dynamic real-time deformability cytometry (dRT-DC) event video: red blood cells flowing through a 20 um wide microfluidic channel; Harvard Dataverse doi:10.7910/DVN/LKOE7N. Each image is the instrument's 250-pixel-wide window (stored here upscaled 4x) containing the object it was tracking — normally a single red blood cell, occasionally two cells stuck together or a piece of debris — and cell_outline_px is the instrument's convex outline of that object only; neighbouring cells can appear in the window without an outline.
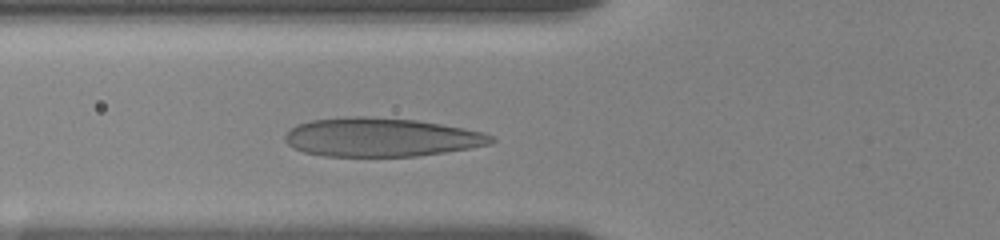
{"species": "human", "species_latin": "Homo sapiens", "temperature_condition": "room temperature", "stored_images_in_passage": 32, "camera_frame_rate_fps": 3000, "um_per_image_px": 0.085, "donor": {"sex": "female"}, "frame": {"image": 1, "passage_image": 9, "time_ms": 3.667, "image_size_px": [1000, 240], "cell_outline_px": [[496, 140], [492, 144], [444, 152], [416, 156], [324, 156], [304, 152], [292, 148], [284, 140], [284, 136], [296, 124], [312, 120], [344, 116], [364, 116], [416, 120], [464, 128], [484, 132], [492, 136]], "centroid_in_image_um": [32.37, 11.66], "position_along_channel_um": 93.4, "area_um2": 46.59}}
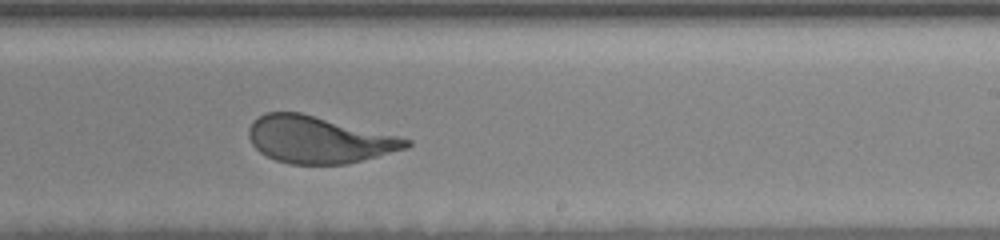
{"frame": {"image": 2, "passage_image": 21, "time_ms": 8.333, "image_size_px": [1000, 240], "cell_outline_px": [[412, 144], [408, 148], [348, 164], [288, 164], [276, 160], [260, 152], [252, 144], [248, 136], [248, 128], [252, 120], [264, 112], [300, 112], [412, 140]], "centroid_in_image_um": [27.05, 11.87], "position_along_channel_um": 261.9, "area_um2": 42.89}}
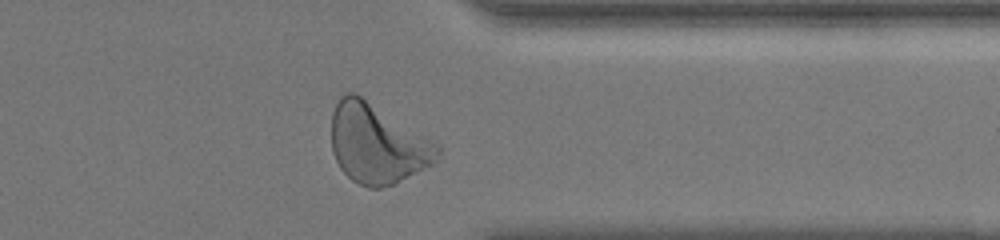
{"frame": {"image": 3, "passage_image": 30, "time_ms": 11.667, "image_size_px": [1000, 240], "cell_outline_px": [[440, 152], [436, 160], [432, 164], [392, 184], [380, 188], [368, 188], [352, 180], [340, 168], [332, 152], [332, 112], [340, 96], [348, 92], [356, 92], [436, 144], [440, 148]], "centroid_in_image_um": [32.01, 12.21], "position_along_channel_um": 379.4, "area_um2": 48.32}, "authors_computed_cell_mechanics": {"area_um2": 44.5638, "velocity_mm_per_s": 3.5969, "shape_relaxation_time_tau1_ms": 3.2551, "shape_relaxation_time_tau2_ms": null, "deformation_change_tau1": 0.1865, "deformation_change_tau2": null}}